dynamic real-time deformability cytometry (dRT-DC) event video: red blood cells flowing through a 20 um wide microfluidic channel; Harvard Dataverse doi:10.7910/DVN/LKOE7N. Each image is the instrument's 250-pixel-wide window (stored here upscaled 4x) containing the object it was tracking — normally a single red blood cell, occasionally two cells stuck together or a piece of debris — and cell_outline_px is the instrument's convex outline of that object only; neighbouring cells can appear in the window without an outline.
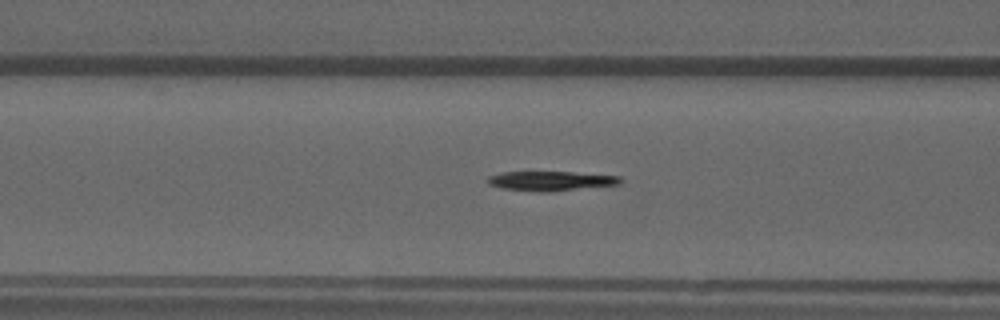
{"species": "common noctule bat (a hibernating species)", "species_latin": "Nyctalus noctula", "temperature_condition": "warm", "stored_images_in_passage": 37, "camera_frame_rate_fps": 3000, "um_per_image_px": 0.085, "animal": {"sex": "male", "forearm_length_mm": 52.5}, "frame": {"image": 1, "passage_image": 5, "time_ms": 1.333, "image_size_px": [1000, 320], "cell_outline_px": [[620, 184], [544, 192], [540, 192], [504, 188], [488, 184], [484, 180], [488, 176], [504, 172], [572, 172], [620, 176]], "centroid_in_image_um": [46.76, 15.37], "position_along_channel_um": 119.8, "area_um2": 14.85}}
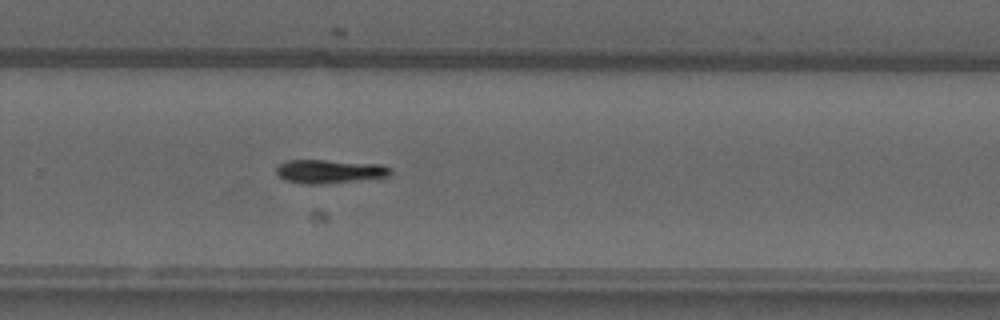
{"frame": {"image": 2, "passage_image": 19, "time_ms": 6.0, "image_size_px": [1000, 320], "cell_outline_px": [[392, 176], [316, 184], [304, 184], [284, 180], [276, 172], [276, 168], [280, 164], [288, 160], [324, 160], [380, 164], [392, 168]], "centroid_in_image_um": [28.02, 14.56], "position_along_channel_um": 301.8, "area_um2": 15.55}}
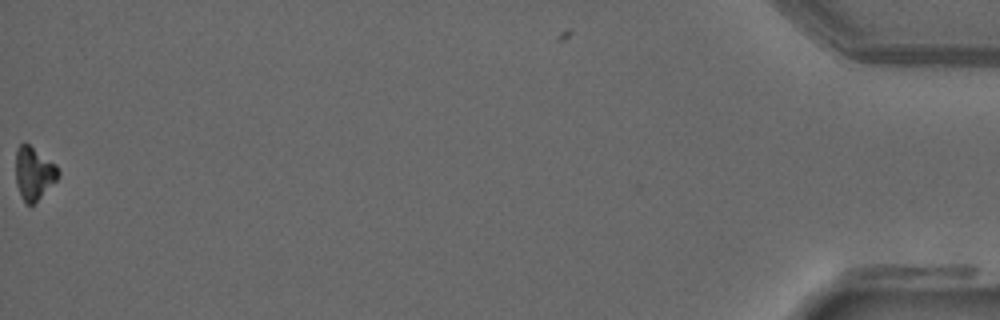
{"frame": {"image": 3, "passage_image": 37, "time_ms": 12.0, "image_size_px": [1000, 320], "cell_outline_px": [[60, 176], [32, 204], [24, 204], [16, 184], [16, 148], [24, 140], [56, 164], [60, 172]], "centroid_in_image_um": [2.86, 14.68], "position_along_channel_um": 432.3, "area_um2": 13.12}, "authors_computed_cell_mechanics": {"area_um2": 15.2592, "velocity_mm_per_s": 3.91, "shape_relaxation_time_tau1_ms": 8.4165, "shape_relaxation_time_tau2_ms": null, "deformation_change_tau1": 0.1697, "deformation_change_tau2": null}}